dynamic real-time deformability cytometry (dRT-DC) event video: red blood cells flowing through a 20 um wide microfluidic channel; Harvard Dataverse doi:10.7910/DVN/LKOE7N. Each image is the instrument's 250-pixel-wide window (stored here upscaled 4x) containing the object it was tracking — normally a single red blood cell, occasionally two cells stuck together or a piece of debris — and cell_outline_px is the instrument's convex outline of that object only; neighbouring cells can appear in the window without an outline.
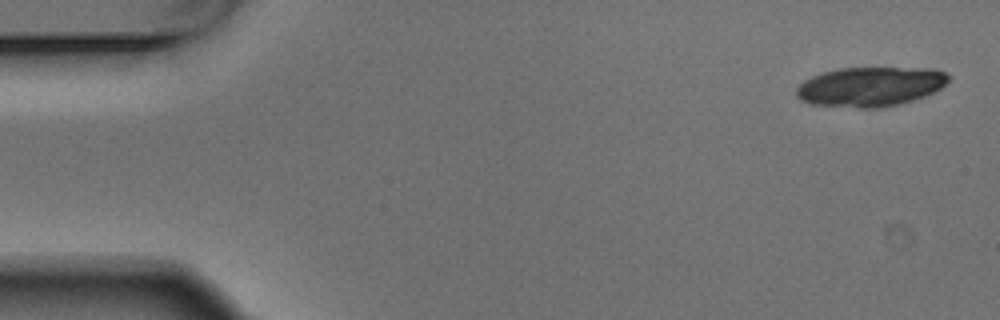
{"species": "Egyptian fruit bat (a non-hibernating species)", "species_latin": "Rousettus aegyptiacus", "temperature_condition": "warm", "stored_images_in_passage": 5, "camera_frame_rate_fps": 3000, "um_per_image_px": 0.085, "animal": {"sex": "male"}, "frame": {"image": 1, "passage_image": 1, "time_ms": 0.0, "image_size_px": [1000, 320], "cell_outline_px": [[952, 76], [940, 88], [924, 96], [900, 104], [880, 108], [860, 108], [812, 104], [800, 100], [796, 96], [796, 88], [804, 80], [812, 76], [824, 72], [840, 68], [936, 68]], "centroid_in_image_um": [73.97, 7.36], "position_along_channel_um": 11.0, "area_um2": 35.08}}